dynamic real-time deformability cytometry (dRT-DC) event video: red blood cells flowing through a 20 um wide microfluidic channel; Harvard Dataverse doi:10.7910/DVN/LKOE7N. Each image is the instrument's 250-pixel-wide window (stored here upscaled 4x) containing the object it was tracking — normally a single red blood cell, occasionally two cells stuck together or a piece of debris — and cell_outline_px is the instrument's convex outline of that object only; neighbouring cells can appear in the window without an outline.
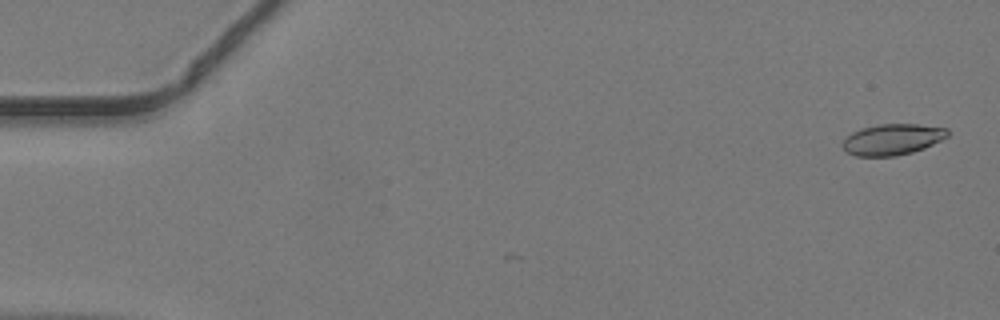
{"species": "common noctule bat (a hibernating species)", "species_latin": "Nyctalus noctula", "temperature_condition": "warm", "stored_images_in_passage": 19, "camera_frame_rate_fps": 3000, "um_per_image_px": 0.085, "animal": {"sex": "male", "body_mass_g": 19.2, "forearm_length_mm": 51.8}, "frame": {"image": 1, "passage_image": 2, "time_ms": 0.333, "image_size_px": [1000, 320], "cell_outline_px": [[948, 136], [924, 148], [912, 152], [896, 156], [856, 156], [848, 152], [840, 144], [852, 132], [860, 128], [880, 124], [916, 124], [948, 128]], "centroid_in_image_um": [75.84, 11.85], "position_along_channel_um": 9.2, "area_um2": 18.9}}
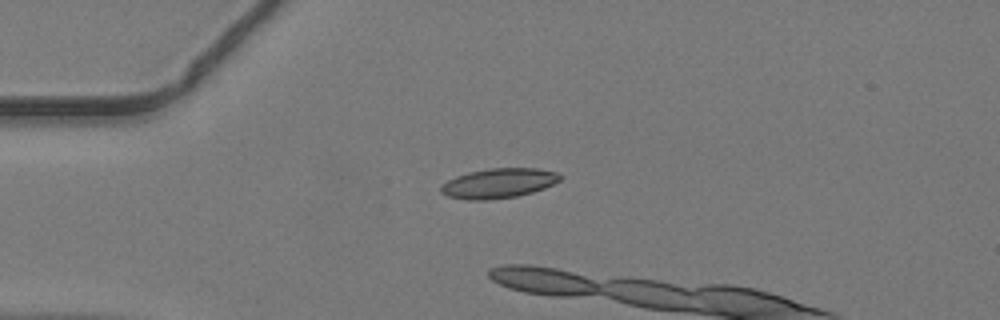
{"frame": {"image": 2, "passage_image": 13, "time_ms": 4.0, "image_size_px": [1000, 320], "cell_outline_px": [[560, 180], [544, 188], [532, 192], [516, 196], [484, 200], [468, 200], [448, 196], [440, 192], [440, 184], [456, 176], [468, 172], [488, 168], [536, 168], [556, 172], [560, 176]], "centroid_in_image_um": [42.33, 15.57], "position_along_channel_um": 42.7, "area_um2": 20.58}}